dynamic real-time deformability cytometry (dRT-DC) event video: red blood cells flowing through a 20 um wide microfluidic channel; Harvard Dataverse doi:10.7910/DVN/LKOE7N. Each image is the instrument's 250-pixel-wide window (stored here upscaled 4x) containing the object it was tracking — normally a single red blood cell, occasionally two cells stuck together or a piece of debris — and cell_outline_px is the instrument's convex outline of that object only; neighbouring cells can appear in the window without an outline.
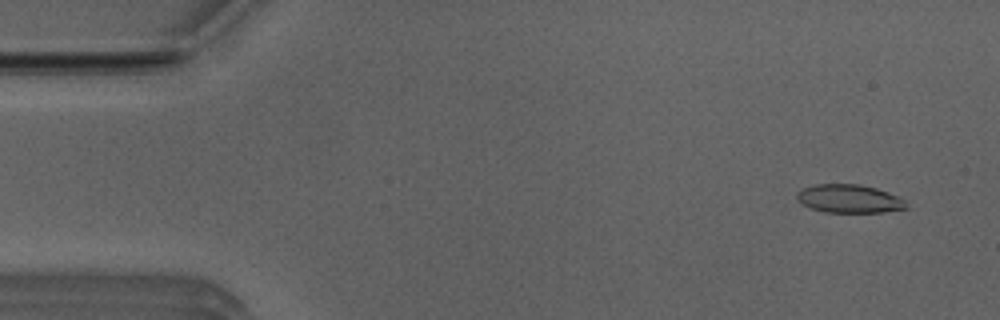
{"species": "Egyptian fruit bat (a non-hibernating species)", "species_latin": "Rousettus aegyptiacus", "temperature_condition": "room temperature", "stored_images_in_passage": 51, "camera_frame_rate_fps": 3000, "um_per_image_px": 0.085, "animal": {"sex": "male"}, "frame": {"image": 1, "passage_image": 3, "time_ms": 0.667, "image_size_px": [1000, 320], "cell_outline_px": [[908, 208], [884, 212], [824, 212], [812, 208], [804, 204], [796, 196], [804, 188], [816, 184], [860, 184], [876, 188], [888, 192], [904, 200]], "centroid_in_image_um": [72.23, 16.89], "position_along_channel_um": 12.8, "area_um2": 17.74}}
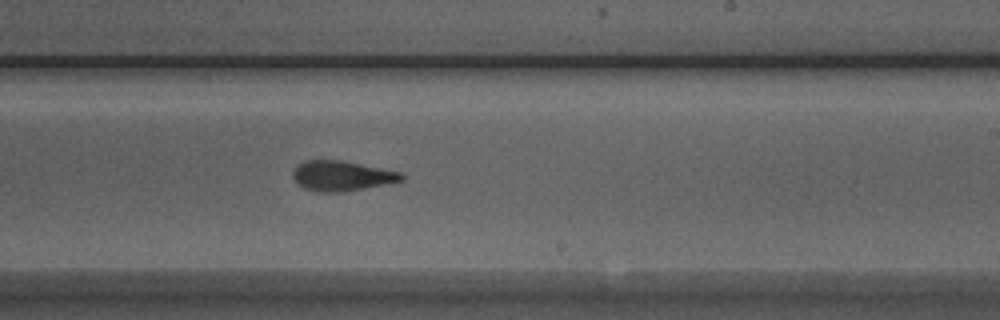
{"frame": {"image": 2, "passage_image": 30, "time_ms": 9.667, "image_size_px": [1000, 320], "cell_outline_px": [[404, 180], [344, 192], [320, 192], [304, 188], [296, 184], [292, 176], [292, 172], [304, 160], [340, 160], [400, 172], [404, 176]], "centroid_in_image_um": [29.01, 14.95], "position_along_channel_um": 260.0, "area_um2": 18.84}}
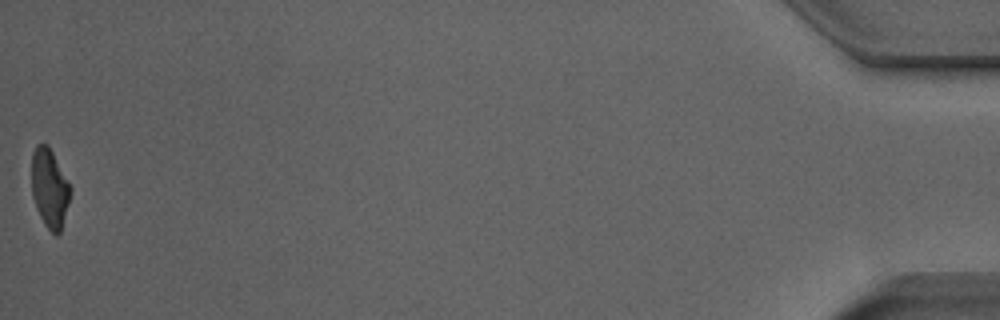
{"frame": {"image": 3, "passage_image": 51, "time_ms": 16.667, "image_size_px": [1000, 320], "cell_outline_px": [[72, 188], [68, 204], [60, 232], [56, 236], [44, 224], [36, 208], [32, 196], [32, 152], [36, 144], [48, 144]], "centroid_in_image_um": [4.21, 15.98], "position_along_channel_um": 431.0, "area_um2": 17.74}, "authors_computed_cell_mechanics": {"area_um2": 18.9006, "velocity_mm_per_s": 3.9679, "shape_relaxation_time_tau1_ms": 7.394, "shape_relaxation_time_tau2_ms": 2.9307, "deformation_change_tau1": 0.2048, "deformation_change_tau2": 0.1204}}